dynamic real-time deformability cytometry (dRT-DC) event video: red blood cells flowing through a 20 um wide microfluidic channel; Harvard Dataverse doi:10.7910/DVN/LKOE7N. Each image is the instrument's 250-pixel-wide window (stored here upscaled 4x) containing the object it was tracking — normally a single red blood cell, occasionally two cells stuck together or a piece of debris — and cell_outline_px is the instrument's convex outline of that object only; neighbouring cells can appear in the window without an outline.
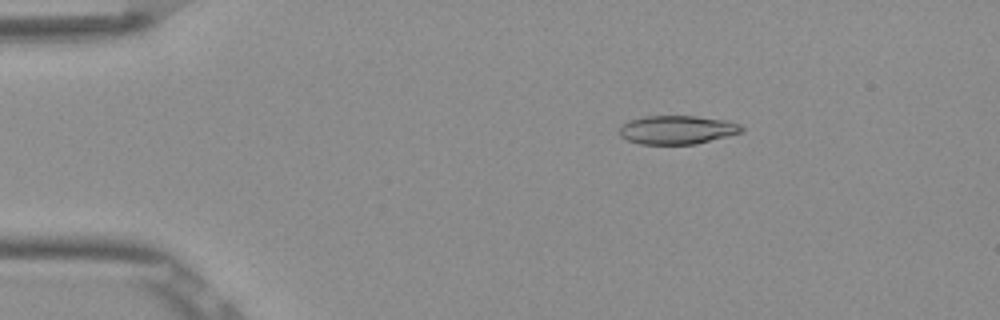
{"species": "Egyptian fruit bat (a non-hibernating species)", "species_latin": "Rousettus aegyptiacus", "temperature_condition": "room temperature", "stored_images_in_passage": 48, "camera_frame_rate_fps": 3000, "um_per_image_px": 0.085, "frame": {"image": 1, "passage_image": 5, "time_ms": 1.333, "image_size_px": [1000, 320], "cell_outline_px": [[744, 132], [696, 144], [640, 144], [628, 140], [620, 136], [620, 124], [628, 120], [644, 116], [696, 116], [728, 120], [740, 124], [744, 128]], "centroid_in_image_um": [57.57, 11.03], "position_along_channel_um": 27.4, "area_um2": 20.63}}
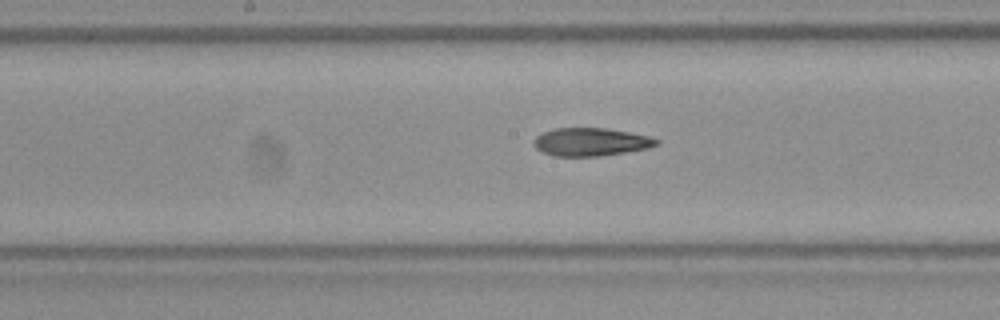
{"frame": {"image": 2, "passage_image": 23, "time_ms": 7.333, "image_size_px": [1000, 320], "cell_outline_px": [[660, 144], [648, 148], [600, 156], [552, 156], [536, 148], [532, 144], [532, 140], [540, 132], [556, 128], [604, 128], [628, 132], [648, 136], [660, 140]], "centroid_in_image_um": [50.18, 12.06], "position_along_channel_um": 198.0, "area_um2": 20.11}}
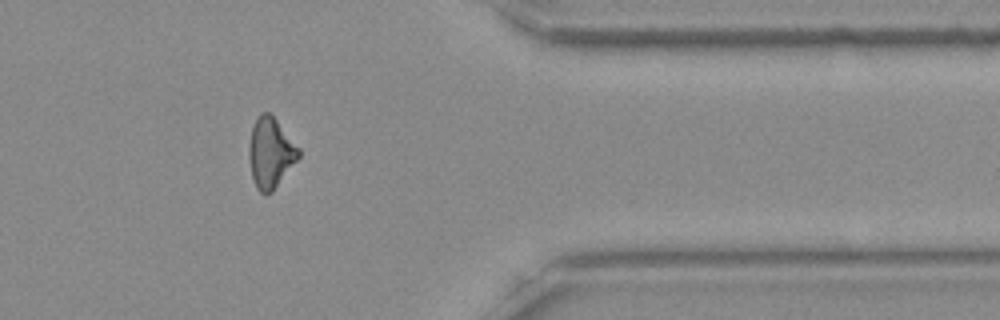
{"frame": {"image": 3, "passage_image": 39, "time_ms": 12.667, "image_size_px": [1000, 320], "cell_outline_px": [[300, 156], [272, 192], [260, 192], [256, 188], [252, 176], [248, 156], [248, 144], [252, 128], [260, 112], [268, 112], [276, 120], [300, 148]], "centroid_in_image_um": [22.98, 12.98], "position_along_channel_um": 388.4, "area_um2": 20.11}, "authors_computed_cell_mechanics": {"area_um2": 20.3745, "velocity_mm_per_s": 3.8957, "shape_relaxation_time_tau1_ms": null, "shape_relaxation_time_tau2_ms": 7.9425, "deformation_change_tau1": null, "deformation_change_tau2": 0.1994}}